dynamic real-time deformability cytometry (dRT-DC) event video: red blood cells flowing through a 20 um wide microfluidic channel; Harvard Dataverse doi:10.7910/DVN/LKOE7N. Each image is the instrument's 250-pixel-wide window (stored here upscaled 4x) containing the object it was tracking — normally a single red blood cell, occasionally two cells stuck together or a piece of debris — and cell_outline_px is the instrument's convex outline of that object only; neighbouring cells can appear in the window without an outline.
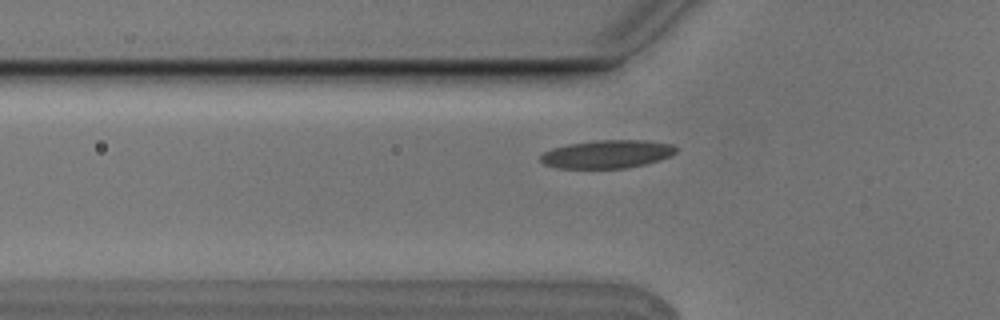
{"species": "Egyptian fruit bat (a non-hibernating species)", "species_latin": "Rousettus aegyptiacus", "temperature_condition": "cold", "stored_images_in_passage": 4, "camera_frame_rate_fps": 3000, "um_per_image_px": 0.085, "animal": {"sex": "male"}, "frame": {"image": 1, "passage_image": 3, "time_ms": 0.667, "image_size_px": [1000, 320], "cell_outline_px": [[676, 152], [672, 156], [660, 160], [644, 164], [624, 168], [556, 168], [544, 164], [540, 160], [540, 156], [544, 152], [552, 148], [568, 144], [596, 140], [644, 140], [672, 144], [676, 148]], "centroid_in_image_um": [51.6, 13.1], "position_along_channel_um": 74.2, "area_um2": 22.25}}